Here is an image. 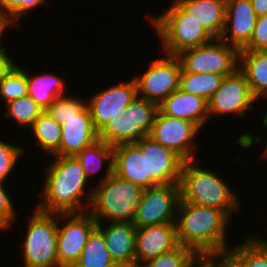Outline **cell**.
I'll return each instance as SVG.
<instances>
[{
  "label": "cell",
  "mask_w": 267,
  "mask_h": 267,
  "mask_svg": "<svg viewBox=\"0 0 267 267\" xmlns=\"http://www.w3.org/2000/svg\"><path fill=\"white\" fill-rule=\"evenodd\" d=\"M13 29V27H17L13 25V22L11 21L10 17L6 15L1 9H0V49L7 48L6 46H3L7 44V41L3 43L2 37L4 36V31L6 29Z\"/></svg>",
  "instance_id": "60d3db41"
},
{
  "label": "cell",
  "mask_w": 267,
  "mask_h": 267,
  "mask_svg": "<svg viewBox=\"0 0 267 267\" xmlns=\"http://www.w3.org/2000/svg\"><path fill=\"white\" fill-rule=\"evenodd\" d=\"M186 14L220 39L226 22V0H173Z\"/></svg>",
  "instance_id": "44dd1931"
},
{
  "label": "cell",
  "mask_w": 267,
  "mask_h": 267,
  "mask_svg": "<svg viewBox=\"0 0 267 267\" xmlns=\"http://www.w3.org/2000/svg\"><path fill=\"white\" fill-rule=\"evenodd\" d=\"M190 267H234V265L226 254L198 255Z\"/></svg>",
  "instance_id": "f35d334b"
},
{
  "label": "cell",
  "mask_w": 267,
  "mask_h": 267,
  "mask_svg": "<svg viewBox=\"0 0 267 267\" xmlns=\"http://www.w3.org/2000/svg\"><path fill=\"white\" fill-rule=\"evenodd\" d=\"M19 144L15 145L13 142L0 140V182H7L9 176H12L15 166L21 160L20 158L26 152L24 145L20 146Z\"/></svg>",
  "instance_id": "e575fe53"
},
{
  "label": "cell",
  "mask_w": 267,
  "mask_h": 267,
  "mask_svg": "<svg viewBox=\"0 0 267 267\" xmlns=\"http://www.w3.org/2000/svg\"><path fill=\"white\" fill-rule=\"evenodd\" d=\"M22 244L23 267H58L57 225L58 214L38 210L35 206L33 214L26 224Z\"/></svg>",
  "instance_id": "8992f818"
},
{
  "label": "cell",
  "mask_w": 267,
  "mask_h": 267,
  "mask_svg": "<svg viewBox=\"0 0 267 267\" xmlns=\"http://www.w3.org/2000/svg\"><path fill=\"white\" fill-rule=\"evenodd\" d=\"M96 227V220L88 212L58 214L57 254L59 265L74 266L80 258L89 235Z\"/></svg>",
  "instance_id": "8fae6325"
},
{
  "label": "cell",
  "mask_w": 267,
  "mask_h": 267,
  "mask_svg": "<svg viewBox=\"0 0 267 267\" xmlns=\"http://www.w3.org/2000/svg\"><path fill=\"white\" fill-rule=\"evenodd\" d=\"M230 220L223 210L180 199L175 221L178 244L189 247L197 255H224L229 249Z\"/></svg>",
  "instance_id": "7a4b0ae2"
},
{
  "label": "cell",
  "mask_w": 267,
  "mask_h": 267,
  "mask_svg": "<svg viewBox=\"0 0 267 267\" xmlns=\"http://www.w3.org/2000/svg\"><path fill=\"white\" fill-rule=\"evenodd\" d=\"M62 95L44 111L51 116L58 124L62 125L65 120L78 117V115L87 107V100L77 95Z\"/></svg>",
  "instance_id": "1f68e13d"
},
{
  "label": "cell",
  "mask_w": 267,
  "mask_h": 267,
  "mask_svg": "<svg viewBox=\"0 0 267 267\" xmlns=\"http://www.w3.org/2000/svg\"><path fill=\"white\" fill-rule=\"evenodd\" d=\"M200 128L193 122L162 114L159 110L148 134L161 145L173 150L184 161L195 160Z\"/></svg>",
  "instance_id": "9c48e42d"
},
{
  "label": "cell",
  "mask_w": 267,
  "mask_h": 267,
  "mask_svg": "<svg viewBox=\"0 0 267 267\" xmlns=\"http://www.w3.org/2000/svg\"><path fill=\"white\" fill-rule=\"evenodd\" d=\"M177 245L175 223L137 227L136 266L172 250Z\"/></svg>",
  "instance_id": "e0dca14e"
},
{
  "label": "cell",
  "mask_w": 267,
  "mask_h": 267,
  "mask_svg": "<svg viewBox=\"0 0 267 267\" xmlns=\"http://www.w3.org/2000/svg\"><path fill=\"white\" fill-rule=\"evenodd\" d=\"M240 51H267V15L257 18L249 43Z\"/></svg>",
  "instance_id": "74e56055"
},
{
  "label": "cell",
  "mask_w": 267,
  "mask_h": 267,
  "mask_svg": "<svg viewBox=\"0 0 267 267\" xmlns=\"http://www.w3.org/2000/svg\"><path fill=\"white\" fill-rule=\"evenodd\" d=\"M27 131L31 132L34 143L43 149L44 155L47 157L50 155L52 159V156L59 150L61 125L43 111Z\"/></svg>",
  "instance_id": "4316f807"
},
{
  "label": "cell",
  "mask_w": 267,
  "mask_h": 267,
  "mask_svg": "<svg viewBox=\"0 0 267 267\" xmlns=\"http://www.w3.org/2000/svg\"><path fill=\"white\" fill-rule=\"evenodd\" d=\"M97 222L113 261L116 264L136 265L137 227L130 222Z\"/></svg>",
  "instance_id": "d6986e66"
},
{
  "label": "cell",
  "mask_w": 267,
  "mask_h": 267,
  "mask_svg": "<svg viewBox=\"0 0 267 267\" xmlns=\"http://www.w3.org/2000/svg\"><path fill=\"white\" fill-rule=\"evenodd\" d=\"M113 261L102 232L96 227L88 237L74 267H113Z\"/></svg>",
  "instance_id": "83f0119b"
},
{
  "label": "cell",
  "mask_w": 267,
  "mask_h": 267,
  "mask_svg": "<svg viewBox=\"0 0 267 267\" xmlns=\"http://www.w3.org/2000/svg\"><path fill=\"white\" fill-rule=\"evenodd\" d=\"M53 157L44 168L46 173L41 186V199L37 201L36 208L57 214L87 212L93 188L88 187L90 182L80 162L74 156Z\"/></svg>",
  "instance_id": "6da1fadb"
},
{
  "label": "cell",
  "mask_w": 267,
  "mask_h": 267,
  "mask_svg": "<svg viewBox=\"0 0 267 267\" xmlns=\"http://www.w3.org/2000/svg\"><path fill=\"white\" fill-rule=\"evenodd\" d=\"M47 0H0V9L10 17L15 26L17 21L28 17L35 8L47 5ZM31 11V12H30ZM17 24V25H16Z\"/></svg>",
  "instance_id": "d590c367"
},
{
  "label": "cell",
  "mask_w": 267,
  "mask_h": 267,
  "mask_svg": "<svg viewBox=\"0 0 267 267\" xmlns=\"http://www.w3.org/2000/svg\"><path fill=\"white\" fill-rule=\"evenodd\" d=\"M4 184L7 183L0 182V228L6 231L13 226V222L17 220V216L19 215L14 207L13 198H10L11 194L9 195L6 189L7 185L4 186Z\"/></svg>",
  "instance_id": "8d00e7d4"
},
{
  "label": "cell",
  "mask_w": 267,
  "mask_h": 267,
  "mask_svg": "<svg viewBox=\"0 0 267 267\" xmlns=\"http://www.w3.org/2000/svg\"><path fill=\"white\" fill-rule=\"evenodd\" d=\"M99 140L90 111L86 107L78 117L65 120L61 125L59 150L53 156H75Z\"/></svg>",
  "instance_id": "ac0fdd59"
},
{
  "label": "cell",
  "mask_w": 267,
  "mask_h": 267,
  "mask_svg": "<svg viewBox=\"0 0 267 267\" xmlns=\"http://www.w3.org/2000/svg\"><path fill=\"white\" fill-rule=\"evenodd\" d=\"M158 110L171 117L189 120L201 130L209 121L208 101L180 88L165 98L158 105Z\"/></svg>",
  "instance_id": "ffe728a7"
},
{
  "label": "cell",
  "mask_w": 267,
  "mask_h": 267,
  "mask_svg": "<svg viewBox=\"0 0 267 267\" xmlns=\"http://www.w3.org/2000/svg\"><path fill=\"white\" fill-rule=\"evenodd\" d=\"M28 96L26 69L13 64L0 82V100L7 104L10 101Z\"/></svg>",
  "instance_id": "f546056e"
},
{
  "label": "cell",
  "mask_w": 267,
  "mask_h": 267,
  "mask_svg": "<svg viewBox=\"0 0 267 267\" xmlns=\"http://www.w3.org/2000/svg\"><path fill=\"white\" fill-rule=\"evenodd\" d=\"M158 104L137 96L124 110L131 123L130 143L146 138L154 124Z\"/></svg>",
  "instance_id": "484cf974"
},
{
  "label": "cell",
  "mask_w": 267,
  "mask_h": 267,
  "mask_svg": "<svg viewBox=\"0 0 267 267\" xmlns=\"http://www.w3.org/2000/svg\"><path fill=\"white\" fill-rule=\"evenodd\" d=\"M224 77L214 73L193 74L182 70L179 88L209 101L212 95L219 89Z\"/></svg>",
  "instance_id": "f1b7e54d"
},
{
  "label": "cell",
  "mask_w": 267,
  "mask_h": 267,
  "mask_svg": "<svg viewBox=\"0 0 267 267\" xmlns=\"http://www.w3.org/2000/svg\"><path fill=\"white\" fill-rule=\"evenodd\" d=\"M113 267H136V265H129V264H116Z\"/></svg>",
  "instance_id": "ee69618b"
},
{
  "label": "cell",
  "mask_w": 267,
  "mask_h": 267,
  "mask_svg": "<svg viewBox=\"0 0 267 267\" xmlns=\"http://www.w3.org/2000/svg\"><path fill=\"white\" fill-rule=\"evenodd\" d=\"M257 18L251 0H226V22L220 39L242 50L253 35Z\"/></svg>",
  "instance_id": "9a60e30c"
},
{
  "label": "cell",
  "mask_w": 267,
  "mask_h": 267,
  "mask_svg": "<svg viewBox=\"0 0 267 267\" xmlns=\"http://www.w3.org/2000/svg\"><path fill=\"white\" fill-rule=\"evenodd\" d=\"M131 123L123 114L112 118L100 131L99 140L116 146L119 144L130 143Z\"/></svg>",
  "instance_id": "836d02e7"
},
{
  "label": "cell",
  "mask_w": 267,
  "mask_h": 267,
  "mask_svg": "<svg viewBox=\"0 0 267 267\" xmlns=\"http://www.w3.org/2000/svg\"><path fill=\"white\" fill-rule=\"evenodd\" d=\"M196 161L183 162L179 183L181 200L223 210L230 218L233 217V212L241 210L240 197L218 172L202 168L200 163L196 165Z\"/></svg>",
  "instance_id": "3957f363"
},
{
  "label": "cell",
  "mask_w": 267,
  "mask_h": 267,
  "mask_svg": "<svg viewBox=\"0 0 267 267\" xmlns=\"http://www.w3.org/2000/svg\"><path fill=\"white\" fill-rule=\"evenodd\" d=\"M254 233L227 250L226 255L234 267H267V240Z\"/></svg>",
  "instance_id": "d4e9b609"
},
{
  "label": "cell",
  "mask_w": 267,
  "mask_h": 267,
  "mask_svg": "<svg viewBox=\"0 0 267 267\" xmlns=\"http://www.w3.org/2000/svg\"><path fill=\"white\" fill-rule=\"evenodd\" d=\"M177 57L182 70L193 74L228 76L239 67V50L221 39L182 51Z\"/></svg>",
  "instance_id": "52a82bcc"
},
{
  "label": "cell",
  "mask_w": 267,
  "mask_h": 267,
  "mask_svg": "<svg viewBox=\"0 0 267 267\" xmlns=\"http://www.w3.org/2000/svg\"><path fill=\"white\" fill-rule=\"evenodd\" d=\"M257 102L244 74L237 69L233 74L224 77L219 89L209 99V120L213 115L222 116L223 114L245 117L249 111L256 109L254 104Z\"/></svg>",
  "instance_id": "7c38bea8"
},
{
  "label": "cell",
  "mask_w": 267,
  "mask_h": 267,
  "mask_svg": "<svg viewBox=\"0 0 267 267\" xmlns=\"http://www.w3.org/2000/svg\"><path fill=\"white\" fill-rule=\"evenodd\" d=\"M98 184V185H97ZM95 183L88 213L96 222L133 223L140 206L143 189L113 173L101 183Z\"/></svg>",
  "instance_id": "277c9868"
},
{
  "label": "cell",
  "mask_w": 267,
  "mask_h": 267,
  "mask_svg": "<svg viewBox=\"0 0 267 267\" xmlns=\"http://www.w3.org/2000/svg\"><path fill=\"white\" fill-rule=\"evenodd\" d=\"M114 150V173L120 178L128 180L143 190L160 184L147 176V156L135 143L119 144Z\"/></svg>",
  "instance_id": "2e32d148"
},
{
  "label": "cell",
  "mask_w": 267,
  "mask_h": 267,
  "mask_svg": "<svg viewBox=\"0 0 267 267\" xmlns=\"http://www.w3.org/2000/svg\"><path fill=\"white\" fill-rule=\"evenodd\" d=\"M171 5L162 14L148 16L151 28L161 41L163 53L177 56L182 51L214 40L200 23L186 14L174 1Z\"/></svg>",
  "instance_id": "5b68a950"
},
{
  "label": "cell",
  "mask_w": 267,
  "mask_h": 267,
  "mask_svg": "<svg viewBox=\"0 0 267 267\" xmlns=\"http://www.w3.org/2000/svg\"><path fill=\"white\" fill-rule=\"evenodd\" d=\"M5 105L3 117L15 120L20 128H30L33 122L43 112L39 105L29 96L13 100Z\"/></svg>",
  "instance_id": "4dcf8cb0"
},
{
  "label": "cell",
  "mask_w": 267,
  "mask_h": 267,
  "mask_svg": "<svg viewBox=\"0 0 267 267\" xmlns=\"http://www.w3.org/2000/svg\"><path fill=\"white\" fill-rule=\"evenodd\" d=\"M197 256L189 247L178 244L172 250L140 264L139 267H190Z\"/></svg>",
  "instance_id": "d6a6232c"
},
{
  "label": "cell",
  "mask_w": 267,
  "mask_h": 267,
  "mask_svg": "<svg viewBox=\"0 0 267 267\" xmlns=\"http://www.w3.org/2000/svg\"><path fill=\"white\" fill-rule=\"evenodd\" d=\"M166 55L149 61L144 73L134 76L137 96L158 105L180 87L182 66L177 56Z\"/></svg>",
  "instance_id": "ba28073f"
},
{
  "label": "cell",
  "mask_w": 267,
  "mask_h": 267,
  "mask_svg": "<svg viewBox=\"0 0 267 267\" xmlns=\"http://www.w3.org/2000/svg\"><path fill=\"white\" fill-rule=\"evenodd\" d=\"M135 144L147 156V176H152L160 185L180 183L184 160L178 154L149 135Z\"/></svg>",
  "instance_id": "5bb4252c"
},
{
  "label": "cell",
  "mask_w": 267,
  "mask_h": 267,
  "mask_svg": "<svg viewBox=\"0 0 267 267\" xmlns=\"http://www.w3.org/2000/svg\"><path fill=\"white\" fill-rule=\"evenodd\" d=\"M251 3L258 17L267 15V0H251Z\"/></svg>",
  "instance_id": "b9f144b4"
},
{
  "label": "cell",
  "mask_w": 267,
  "mask_h": 267,
  "mask_svg": "<svg viewBox=\"0 0 267 267\" xmlns=\"http://www.w3.org/2000/svg\"><path fill=\"white\" fill-rule=\"evenodd\" d=\"M97 92L87 98V107L95 128L100 131L112 118L124 114V110L137 97V85L132 77Z\"/></svg>",
  "instance_id": "4fadbf2b"
},
{
  "label": "cell",
  "mask_w": 267,
  "mask_h": 267,
  "mask_svg": "<svg viewBox=\"0 0 267 267\" xmlns=\"http://www.w3.org/2000/svg\"><path fill=\"white\" fill-rule=\"evenodd\" d=\"M26 80L28 84V96L31 97L39 107L45 111L56 98L66 95L65 80L55 73L33 74L26 69Z\"/></svg>",
  "instance_id": "603a6c76"
},
{
  "label": "cell",
  "mask_w": 267,
  "mask_h": 267,
  "mask_svg": "<svg viewBox=\"0 0 267 267\" xmlns=\"http://www.w3.org/2000/svg\"><path fill=\"white\" fill-rule=\"evenodd\" d=\"M58 267H74V266H68V265H60Z\"/></svg>",
  "instance_id": "f6af8a7d"
},
{
  "label": "cell",
  "mask_w": 267,
  "mask_h": 267,
  "mask_svg": "<svg viewBox=\"0 0 267 267\" xmlns=\"http://www.w3.org/2000/svg\"><path fill=\"white\" fill-rule=\"evenodd\" d=\"M180 199L179 183L144 189L141 204L135 210L133 224L143 227L175 223Z\"/></svg>",
  "instance_id": "30bf717a"
},
{
  "label": "cell",
  "mask_w": 267,
  "mask_h": 267,
  "mask_svg": "<svg viewBox=\"0 0 267 267\" xmlns=\"http://www.w3.org/2000/svg\"><path fill=\"white\" fill-rule=\"evenodd\" d=\"M267 110H265L264 112V115H263V118L261 119V126L262 127H267ZM265 148L263 149L264 151L262 152V155L261 157L264 158V159H267V143L265 144Z\"/></svg>",
  "instance_id": "7bdbcfd3"
},
{
  "label": "cell",
  "mask_w": 267,
  "mask_h": 267,
  "mask_svg": "<svg viewBox=\"0 0 267 267\" xmlns=\"http://www.w3.org/2000/svg\"><path fill=\"white\" fill-rule=\"evenodd\" d=\"M7 48L0 49V82L4 74L10 69V67L16 62L13 61L12 55H9Z\"/></svg>",
  "instance_id": "ab89813d"
},
{
  "label": "cell",
  "mask_w": 267,
  "mask_h": 267,
  "mask_svg": "<svg viewBox=\"0 0 267 267\" xmlns=\"http://www.w3.org/2000/svg\"><path fill=\"white\" fill-rule=\"evenodd\" d=\"M238 69L244 74L253 97L267 100V51H239Z\"/></svg>",
  "instance_id": "7402d4cb"
},
{
  "label": "cell",
  "mask_w": 267,
  "mask_h": 267,
  "mask_svg": "<svg viewBox=\"0 0 267 267\" xmlns=\"http://www.w3.org/2000/svg\"><path fill=\"white\" fill-rule=\"evenodd\" d=\"M81 164L82 169L88 180L100 173L103 165L106 167V173L100 179L101 183L114 173V150L113 146L105 143L104 141L98 140L91 146L83 149L74 156ZM107 161V162H106Z\"/></svg>",
  "instance_id": "cb8c5ba5"
}]
</instances>
